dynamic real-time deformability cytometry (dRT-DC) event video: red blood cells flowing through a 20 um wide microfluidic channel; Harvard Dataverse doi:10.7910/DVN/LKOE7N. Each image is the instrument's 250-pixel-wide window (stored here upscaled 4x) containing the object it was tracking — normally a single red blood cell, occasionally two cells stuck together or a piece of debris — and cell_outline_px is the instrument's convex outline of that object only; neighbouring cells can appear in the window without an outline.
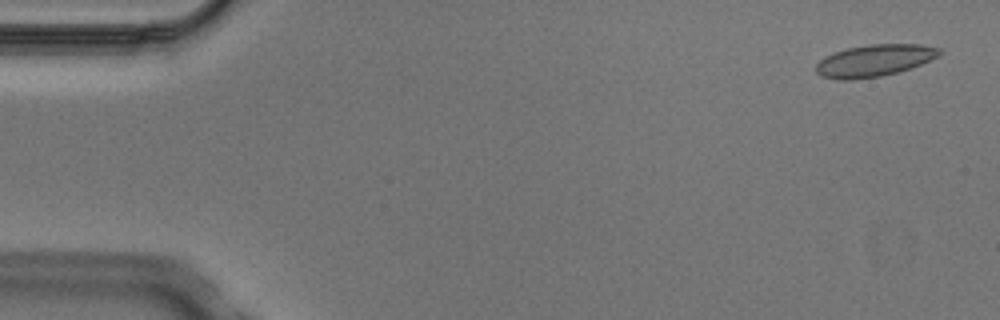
{"species": "Egyptian fruit bat (a non-hibernating species)", "species_latin": "Rousettus aegyptiacus", "temperature_condition": "cold", "stored_images_in_passage": 7, "camera_frame_rate_fps": 3000, "um_per_image_px": 0.085, "animal": {"sex": "male"}, "frame": {"image": 1, "passage_image": 1, "time_ms": 0.0, "image_size_px": [1000, 320], "cell_outline_px": [[940, 56], [920, 64], [896, 72], [880, 76], [852, 80], [840, 80], [820, 76], [816, 72], [816, 64], [824, 56], [848, 48], [872, 44], [920, 44], [940, 48]], "centroid_in_image_um": [74.29, 5.15], "position_along_channel_um": 10.7, "area_um2": 22.77}}
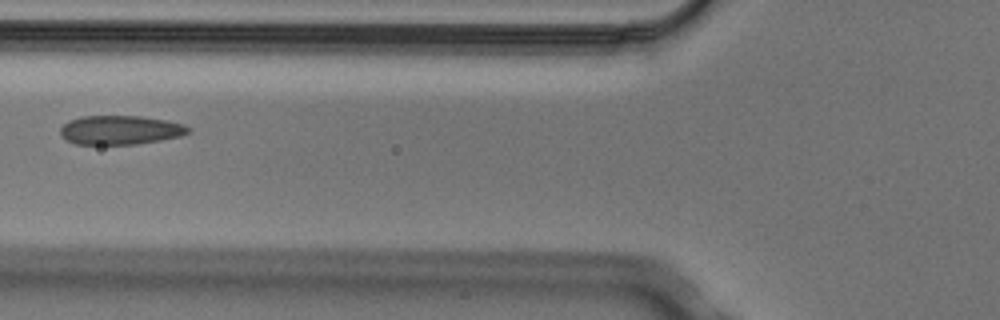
{"frame": {"image": 2, "passage_image": 6, "time_ms": 1.667, "image_size_px": [1000, 320], "cell_outline_px": [[192, 132], [180, 136], [160, 140], [136, 144], [76, 144], [60, 136], [60, 128], [68, 120], [80, 116], [140, 116], [168, 120], [184, 124], [192, 128]], "centroid_in_image_um": [10.25, 11.04], "position_along_channel_um": 115.6, "area_um2": 21.85}}
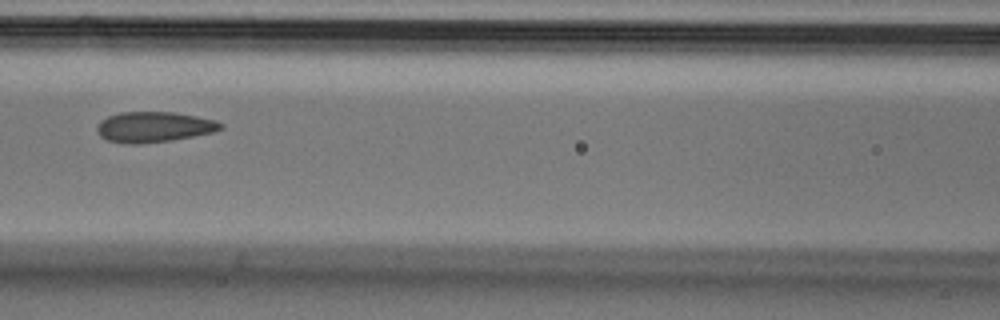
{"frame": {"image": 3, "passage_image": 7, "time_ms": 2.0, "image_size_px": [1000, 320], "cell_outline_px": [[224, 128], [212, 132], [172, 140], [140, 144], [128, 144], [108, 140], [100, 136], [96, 128], [100, 120], [108, 116], [120, 112], [176, 112], [216, 120], [224, 124]], "centroid_in_image_um": [13.08, 10.79], "position_along_channel_um": 153.5, "area_um2": 22.02}}